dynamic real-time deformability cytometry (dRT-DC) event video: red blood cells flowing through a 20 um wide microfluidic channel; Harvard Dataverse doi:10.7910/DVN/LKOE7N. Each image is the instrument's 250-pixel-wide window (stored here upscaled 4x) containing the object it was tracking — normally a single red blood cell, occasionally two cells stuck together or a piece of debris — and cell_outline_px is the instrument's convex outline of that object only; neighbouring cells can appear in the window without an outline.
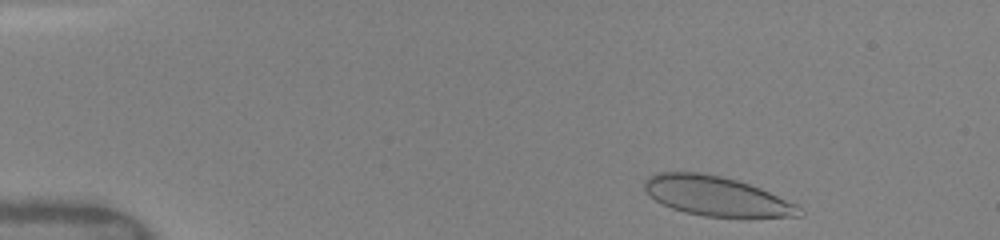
{"species": "human", "species_latin": "Homo sapiens", "temperature_condition": "warm", "stored_images_in_passage": 14, "camera_frame_rate_fps": 3000, "um_per_image_px": 0.085, "donor": {"sex": "female"}, "frame": {"image": 1, "passage_image": 3, "time_ms": 0.333, "image_size_px": [1000, 240], "cell_outline_px": [[804, 216], [748, 220], [704, 216], [684, 212], [672, 208], [656, 200], [644, 188], [644, 180], [648, 176], [656, 172], [696, 172], [720, 176], [736, 180], [760, 188], [796, 204], [804, 212]], "centroid_in_image_um": [60.99, 16.73], "position_along_channel_um": 24.0, "area_um2": 36.47}}